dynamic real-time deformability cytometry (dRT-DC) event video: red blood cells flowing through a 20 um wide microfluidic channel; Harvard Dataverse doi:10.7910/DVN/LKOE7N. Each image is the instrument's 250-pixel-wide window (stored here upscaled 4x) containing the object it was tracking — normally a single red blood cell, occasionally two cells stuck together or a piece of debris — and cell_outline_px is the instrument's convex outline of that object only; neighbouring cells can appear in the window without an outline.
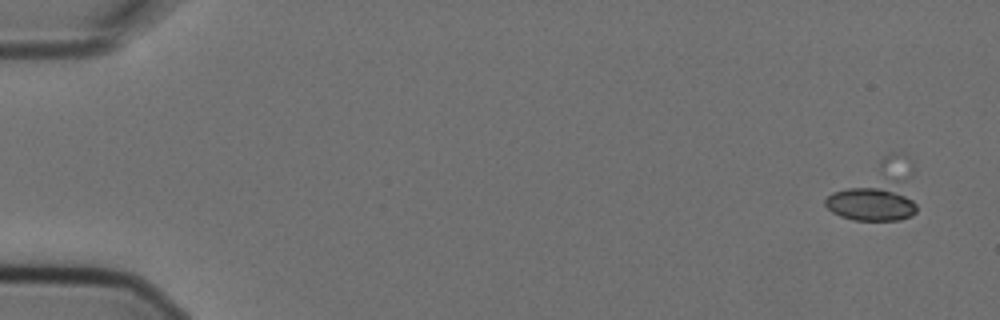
{"species": "Egyptian fruit bat (a non-hibernating species)", "species_latin": "Rousettus aegyptiacus", "temperature_condition": "cold", "stored_images_in_passage": 5, "camera_frame_rate_fps": 3000, "um_per_image_px": 0.085, "animal": {"sex": "female"}, "frame": {"image": 1, "passage_image": 1, "time_ms": 0.0, "image_size_px": [1000, 320], "cell_outline_px": [[916, 212], [912, 216], [900, 220], [852, 220], [840, 216], [832, 212], [824, 204], [824, 200], [832, 192], [912, 168], [916, 204]], "centroid_in_image_um": [74.5, 16.91], "position_along_channel_um": 10.5, "area_um2": 23.93}}
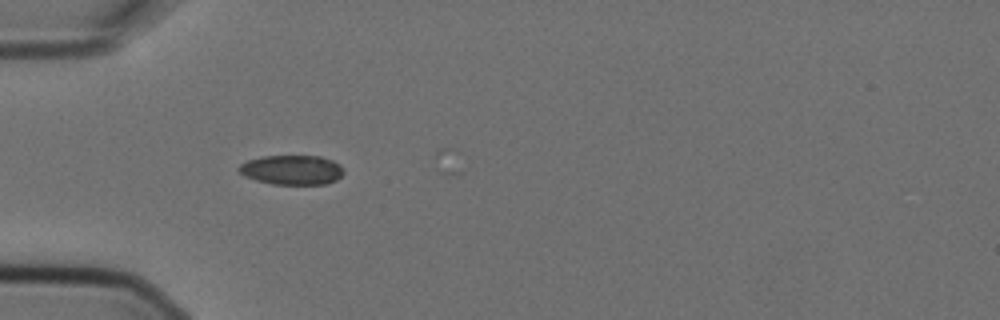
{"frame": {"image": 2, "passage_image": 4, "time_ms": 1.0, "image_size_px": [1000, 320], "cell_outline_px": [[344, 172], [336, 180], [324, 184], [272, 184], [256, 180], [244, 176], [236, 168], [240, 164], [248, 160], [260, 156], [320, 156], [332, 160], [340, 164]], "centroid_in_image_um": [24.79, 14.43], "position_along_channel_um": 60.2, "area_um2": 18.09}}
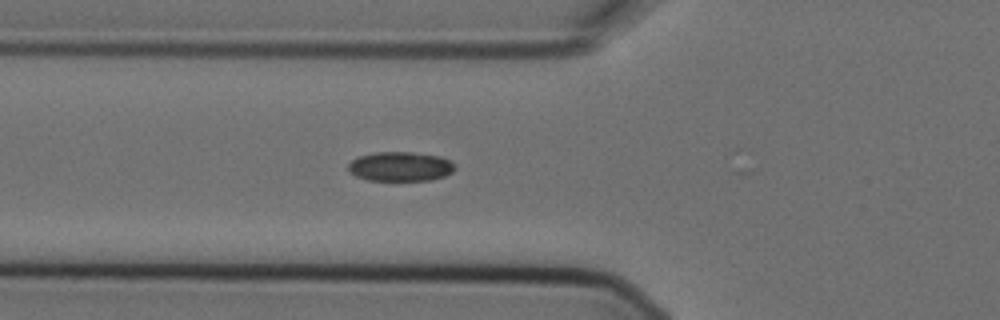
{"frame": {"image": 3, "passage_image": 5, "time_ms": 1.333, "image_size_px": [1000, 320], "cell_outline_px": [[456, 168], [452, 172], [444, 176], [432, 180], [368, 180], [356, 176], [348, 172], [348, 164], [352, 160], [360, 156], [376, 152], [412, 152], [440, 156], [448, 160]], "centroid_in_image_um": [34.01, 14.15], "position_along_channel_um": 91.8, "area_um2": 18.21}}